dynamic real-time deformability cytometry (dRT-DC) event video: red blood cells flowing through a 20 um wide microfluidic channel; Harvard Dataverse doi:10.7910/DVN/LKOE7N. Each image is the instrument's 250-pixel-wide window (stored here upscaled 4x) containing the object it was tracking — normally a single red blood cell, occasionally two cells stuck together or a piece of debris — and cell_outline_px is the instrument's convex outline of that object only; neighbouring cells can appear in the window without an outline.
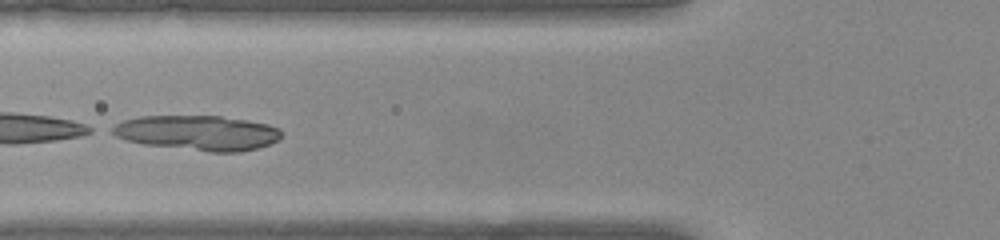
{"species": "common noctule bat (a hibernating species)", "species_latin": "Nyctalus noctula", "temperature_condition": "warm", "stored_images_in_passage": 51, "camera_frame_rate_fps": 3000, "um_per_image_px": 0.085, "animal": {"sex": "female", "body_mass_g": 22.0, "forearm_length_mm": 56.7}, "frame": {"image": 1, "passage_image": 20, "time_ms": 6.333, "image_size_px": [1000, 240], "cell_outline_px": [[280, 136], [276, 140], [260, 148], [240, 152], [208, 152], [144, 144], [128, 140], [116, 136], [108, 132], [108, 128], [124, 120], [140, 116], [220, 116], [248, 120], [268, 124], [280, 128]], "centroid_in_image_um": [16.78, 11.29], "position_along_channel_um": 109.0, "area_um2": 34.56}}
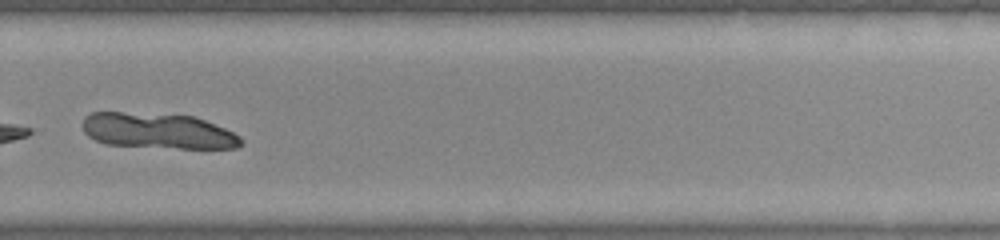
{"frame": {"image": 2, "passage_image": 36, "time_ms": 11.667, "image_size_px": [1000, 240], "cell_outline_px": [[244, 144], [236, 148], [180, 148], [104, 144], [88, 136], [84, 132], [80, 124], [84, 116], [92, 112], [120, 112], [192, 116], [204, 120], [224, 128], [240, 136], [244, 140]], "centroid_in_image_um": [13.39, 11.13], "position_along_channel_um": 316.4, "area_um2": 32.83}}
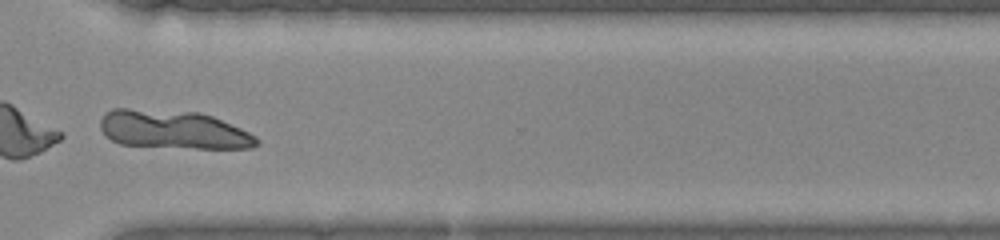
{"frame": {"image": 3, "passage_image": 39, "time_ms": 12.667, "image_size_px": [1000, 240], "cell_outline_px": [[260, 144], [252, 148], [196, 148], [120, 144], [112, 140], [100, 128], [100, 120], [104, 112], [112, 108], [128, 108], [200, 112], [212, 116], [240, 128], [256, 136], [260, 140]], "centroid_in_image_um": [14.73, 11.01], "position_along_channel_um": 355.9, "area_um2": 35.08}}